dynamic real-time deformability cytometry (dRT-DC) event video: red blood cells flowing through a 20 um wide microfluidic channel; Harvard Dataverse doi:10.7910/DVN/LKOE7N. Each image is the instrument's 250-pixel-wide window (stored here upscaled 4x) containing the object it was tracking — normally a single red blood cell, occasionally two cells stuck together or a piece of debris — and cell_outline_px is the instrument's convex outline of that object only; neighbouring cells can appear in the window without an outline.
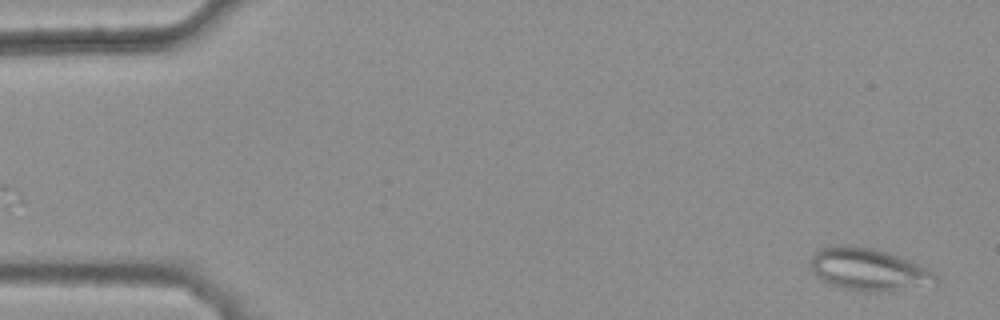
{"species": "common noctule bat (a hibernating species)", "species_latin": "Nyctalus noctula", "temperature_condition": "warm", "stored_images_in_passage": 42, "camera_frame_rate_fps": 3000, "um_per_image_px": 0.085, "animal": {"sex": "female", "body_mass_g": 25.1}, "frame": {"image": 1, "passage_image": 1, "time_ms": 0.0, "image_size_px": [1000, 320], "cell_outline_px": [[940, 284], [888, 292], [868, 292], [840, 288], [828, 284], [820, 280], [812, 272], [812, 256], [816, 248], [840, 244], [848, 244], [872, 248], [888, 252], [920, 264], [932, 272], [940, 280]], "centroid_in_image_um": [73.84, 22.91], "position_along_channel_um": 11.2, "area_um2": 31.67}}
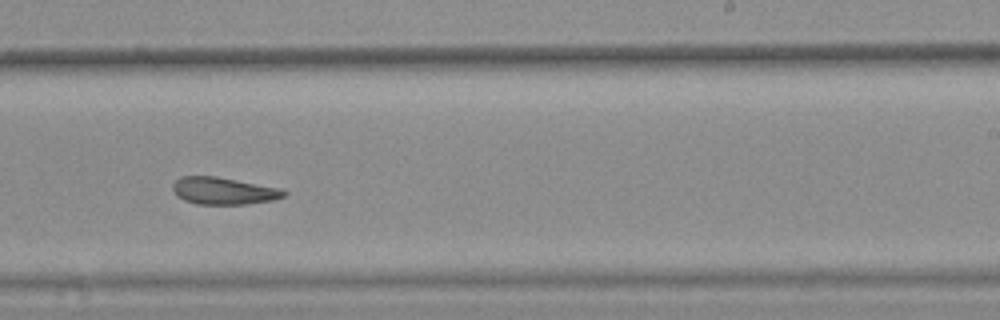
{"frame": {"image": 2, "passage_image": 31, "time_ms": 10.0, "image_size_px": [1000, 320], "cell_outline_px": [[288, 192], [284, 196], [272, 200], [244, 204], [196, 204], [184, 200], [176, 196], [172, 188], [172, 184], [180, 176], [216, 176], [280, 188]], "centroid_in_image_um": [18.96, 16.22], "position_along_channel_um": 270.0, "area_um2": 17.57}}
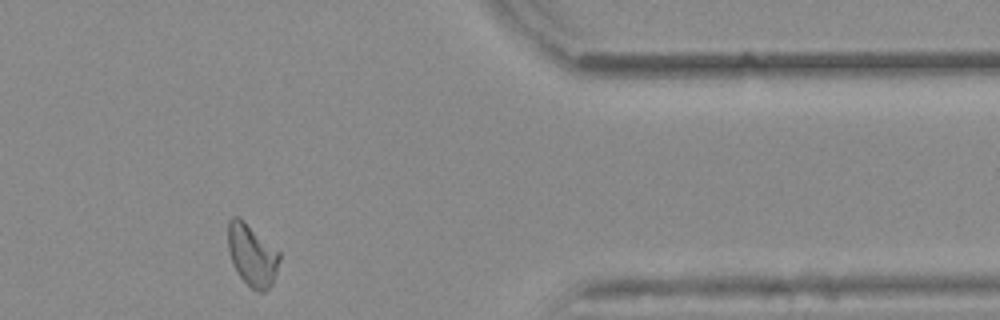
{"frame": {"image": 3, "passage_image": 42, "time_ms": 13.667, "image_size_px": [1000, 320], "cell_outline_px": [[280, 260], [272, 284], [264, 292], [256, 292], [236, 272], [232, 264], [228, 248], [228, 220], [232, 216], [240, 216], [280, 252]], "centroid_in_image_um": [21.41, 21.66], "position_along_channel_um": 390.0, "area_um2": 18.73}, "authors_computed_cell_mechanics": {"area_um2": 19.1607, "velocity_mm_per_s": 3.8706, "shape_relaxation_time_tau1_ms": null, "shape_relaxation_time_tau2_ms": 3.8466, "deformation_change_tau1": null, "deformation_change_tau2": 0.1196}}